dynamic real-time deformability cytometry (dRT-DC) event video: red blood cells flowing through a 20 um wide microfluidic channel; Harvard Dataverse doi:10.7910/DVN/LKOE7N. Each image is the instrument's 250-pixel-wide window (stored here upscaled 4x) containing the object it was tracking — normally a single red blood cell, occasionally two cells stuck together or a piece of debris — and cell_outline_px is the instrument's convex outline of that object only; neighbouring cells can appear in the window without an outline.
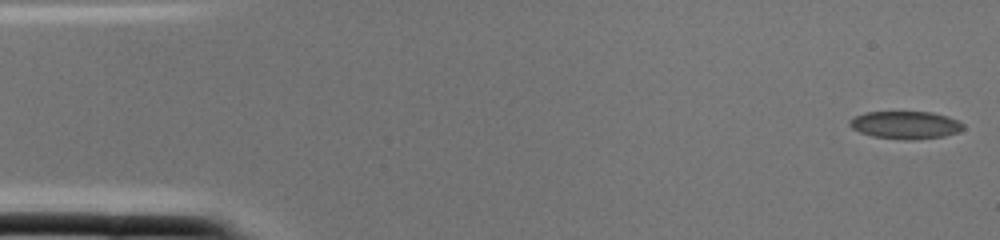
{"species": "common noctule bat (a hibernating species)", "species_latin": "Nyctalus noctula", "temperature_condition": "cold", "stored_images_in_passage": 2, "camera_frame_rate_fps": 3000, "um_per_image_px": 0.085, "animal": {"sex": "female", "body_mass_g": 22.0, "forearm_length_mm": 56.7}, "frame": {"image": 1, "passage_image": 1, "time_ms": 0.0, "image_size_px": [1000, 240], "cell_outline_px": [[964, 128], [960, 132], [944, 136], [912, 140], [904, 140], [872, 136], [860, 132], [852, 128], [848, 124], [848, 120], [864, 112], [932, 112], [948, 116], [964, 124]], "centroid_in_image_um": [76.97, 10.63], "position_along_channel_um": 8.0, "area_um2": 18.44}}
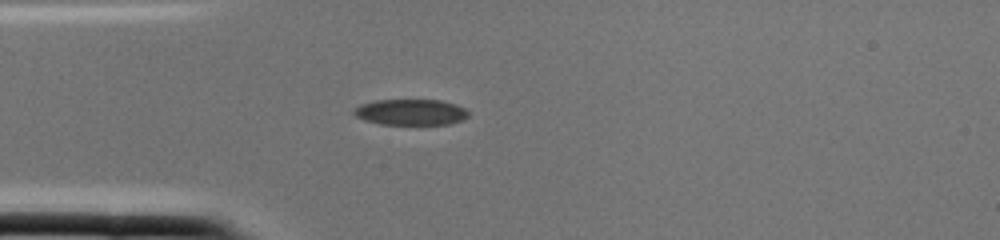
{"frame": {"image": 2, "passage_image": 2, "time_ms": 0.333, "image_size_px": [1000, 240], "cell_outline_px": [[468, 116], [460, 120], [448, 124], [380, 124], [364, 120], [356, 116], [352, 112], [352, 108], [360, 104], [376, 100], [440, 100], [456, 104], [464, 108], [468, 112]], "centroid_in_image_um": [34.86, 9.52], "position_along_channel_um": 50.1, "area_um2": 17.28}}